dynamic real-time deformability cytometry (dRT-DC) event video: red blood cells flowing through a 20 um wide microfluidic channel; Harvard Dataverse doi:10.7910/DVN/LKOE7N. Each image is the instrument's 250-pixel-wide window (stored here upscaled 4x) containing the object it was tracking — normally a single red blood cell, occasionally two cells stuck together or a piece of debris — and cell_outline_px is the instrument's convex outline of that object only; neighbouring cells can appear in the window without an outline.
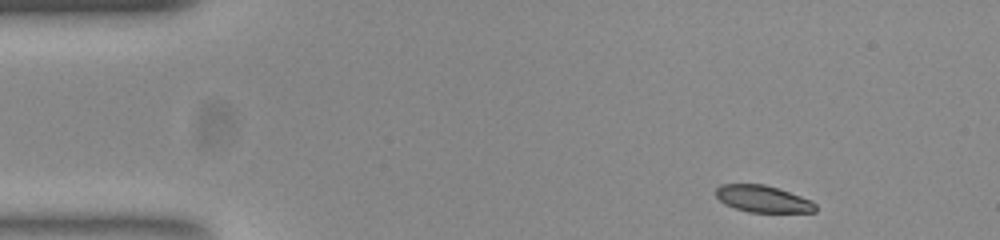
{"species": "common noctule bat (a hibernating species)", "species_latin": "Nyctalus noctula", "temperature_condition": "room temperature", "stored_images_in_passage": 48, "camera_frame_rate_fps": 3000, "um_per_image_px": 0.085, "animal": {"sex": "female", "body_mass_g": 23.0, "forearm_length_mm": 53.4}, "frame": {"image": 1, "passage_image": 1, "time_ms": 0.0, "image_size_px": [1000, 240], "cell_outline_px": [[816, 212], [748, 212], [724, 204], [716, 196], [716, 188], [720, 184], [764, 184], [812, 200], [816, 204]], "centroid_in_image_um": [64.84, 16.91], "position_along_channel_um": 20.2, "area_um2": 15.49}}
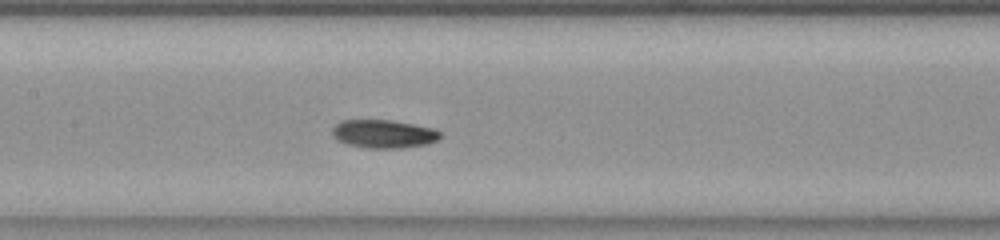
{"frame": {"image": 2, "passage_image": 20, "time_ms": 6.333, "image_size_px": [1000, 240], "cell_outline_px": [[440, 136], [436, 140], [428, 144], [404, 148], [364, 148], [344, 144], [336, 140], [332, 136], [332, 128], [340, 120], [388, 120], [436, 128], [440, 132]], "centroid_in_image_um": [32.57, 11.39], "position_along_channel_um": 174.8, "area_um2": 18.03}}
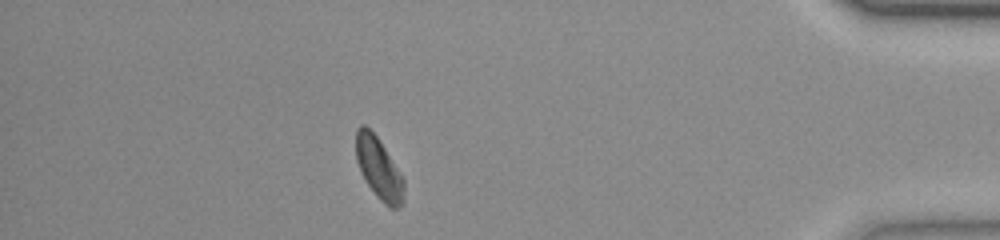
{"frame": {"image": 3, "passage_image": 42, "time_ms": 13.667, "image_size_px": [1000, 240], "cell_outline_px": [[404, 200], [400, 208], [388, 208], [376, 196], [360, 172], [356, 160], [356, 128], [360, 124], [364, 124], [376, 136], [384, 148], [404, 180]], "centroid_in_image_um": [32.19, 14.34], "position_along_channel_um": 403.0, "area_um2": 17.11}, "authors_computed_cell_mechanics": {"area_um2": 17.1666, "velocity_mm_per_s": 3.7846, "shape_relaxation_time_tau1_ms": 3.9917, "shape_relaxation_time_tau2_ms": 8.9147, "deformation_change_tau1": 0.1189, "deformation_change_tau2": 0.1312}}